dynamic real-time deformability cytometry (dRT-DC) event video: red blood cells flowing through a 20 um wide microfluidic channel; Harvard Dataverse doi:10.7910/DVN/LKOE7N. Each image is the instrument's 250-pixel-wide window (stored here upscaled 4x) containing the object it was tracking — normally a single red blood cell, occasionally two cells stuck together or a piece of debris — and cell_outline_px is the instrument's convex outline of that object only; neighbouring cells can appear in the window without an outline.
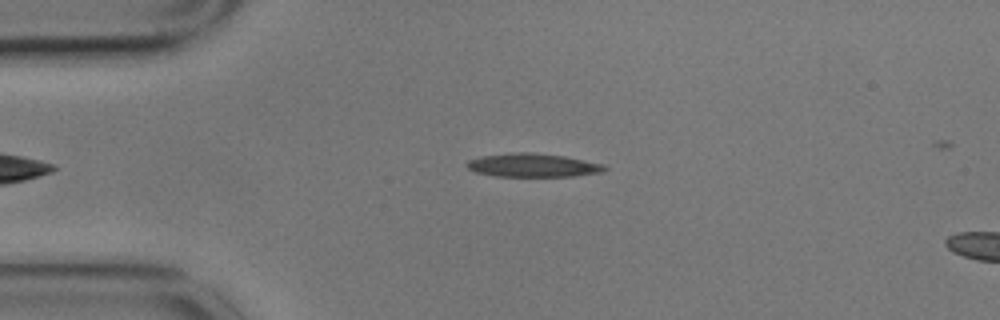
{"species": "common noctule bat (a hibernating species)", "species_latin": "Nyctalus noctula", "temperature_condition": "cold", "stored_images_in_passage": 7, "camera_frame_rate_fps": 3000, "um_per_image_px": 0.085, "animal": {"sex": "male", "body_mass_g": 17.9}, "frame": {"image": 1, "passage_image": 3, "time_ms": 0.667, "image_size_px": [1000, 320], "cell_outline_px": [[608, 168], [604, 172], [572, 176], [496, 176], [476, 172], [468, 168], [464, 164], [468, 160], [484, 156], [520, 152], [528, 152], [564, 156], [604, 164]], "centroid_in_image_um": [45.32, 14.05], "position_along_channel_um": 39.7, "area_um2": 18.67}}